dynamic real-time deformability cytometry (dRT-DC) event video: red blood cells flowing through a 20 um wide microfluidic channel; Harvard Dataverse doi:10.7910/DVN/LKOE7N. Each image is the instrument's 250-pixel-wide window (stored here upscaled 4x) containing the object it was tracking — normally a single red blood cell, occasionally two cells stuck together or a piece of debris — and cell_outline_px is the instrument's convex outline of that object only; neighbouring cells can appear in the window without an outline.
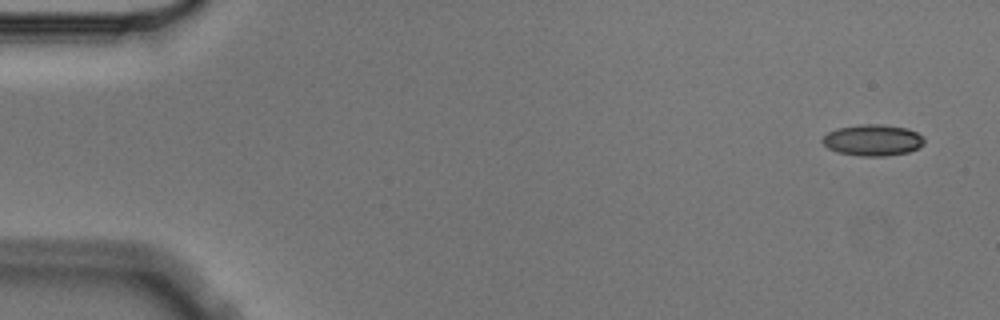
{"species": "Egyptian fruit bat (a non-hibernating species)", "species_latin": "Rousettus aegyptiacus", "temperature_condition": "cold", "stored_images_in_passage": 5, "camera_frame_rate_fps": 3000, "um_per_image_px": 0.085, "animal": {"sex": "male"}, "frame": {"image": 1, "passage_image": 1, "time_ms": 0.0, "image_size_px": [1000, 320], "cell_outline_px": [[924, 144], [908, 152], [884, 156], [860, 156], [836, 152], [828, 148], [820, 140], [828, 132], [836, 128], [860, 124], [880, 124], [908, 128], [924, 136]], "centroid_in_image_um": [74.17, 11.9], "position_along_channel_um": 10.8, "area_um2": 18.67}}
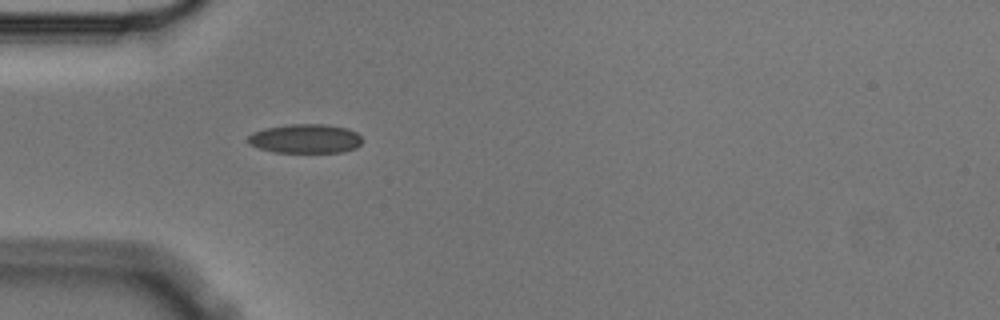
{"frame": {"image": 2, "passage_image": 5, "time_ms": 1.333, "image_size_px": [1000, 320], "cell_outline_px": [[364, 140], [356, 148], [344, 152], [272, 152], [248, 144], [244, 140], [252, 132], [264, 128], [288, 124], [324, 124], [348, 128], [356, 132]], "centroid_in_image_um": [25.93, 11.78], "position_along_channel_um": 59.1, "area_um2": 19.71}}